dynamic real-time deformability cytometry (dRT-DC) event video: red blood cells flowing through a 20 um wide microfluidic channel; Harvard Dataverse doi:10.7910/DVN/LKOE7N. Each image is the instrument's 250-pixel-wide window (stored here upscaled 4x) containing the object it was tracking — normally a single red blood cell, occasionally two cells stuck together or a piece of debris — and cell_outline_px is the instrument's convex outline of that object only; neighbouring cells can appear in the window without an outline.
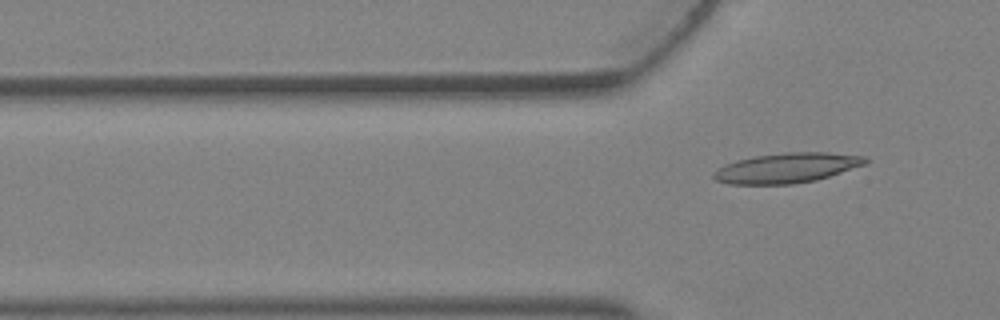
{"species": "Egyptian fruit bat (a non-hibernating species)", "species_latin": "Rousettus aegyptiacus", "temperature_condition": "warm", "stored_images_in_passage": 4, "camera_frame_rate_fps": 3000, "um_per_image_px": 0.085, "animal": {"sex": "female"}, "frame": {"image": 1, "passage_image": 4, "time_ms": 1.0, "image_size_px": [1000, 320], "cell_outline_px": [[868, 160], [864, 164], [816, 180], [792, 184], [728, 184], [716, 180], [712, 176], [712, 172], [736, 160], [756, 156], [784, 152], [828, 152], [864, 156]], "centroid_in_image_um": [66.85, 14.27], "position_along_channel_um": 58.9, "area_um2": 26.18}}